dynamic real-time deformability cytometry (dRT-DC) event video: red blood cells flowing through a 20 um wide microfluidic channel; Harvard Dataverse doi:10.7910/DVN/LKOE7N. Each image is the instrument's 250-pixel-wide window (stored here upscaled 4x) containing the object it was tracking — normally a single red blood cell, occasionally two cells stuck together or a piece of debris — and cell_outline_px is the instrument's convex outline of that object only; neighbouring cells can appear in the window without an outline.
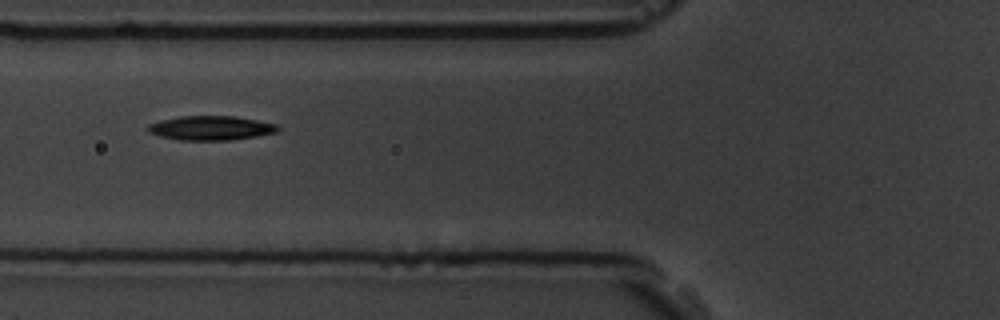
{"species": "common noctule bat (a hibernating species)", "species_latin": "Nyctalus noctula", "temperature_condition": "room temperature", "stored_images_in_passage": 12, "camera_frame_rate_fps": 3000, "um_per_image_px": 0.085, "animal": {"sex": "male", "body_mass_g": 19.5, "forearm_length_mm": 54.6}, "frame": {"image": 1, "passage_image": 3, "time_ms": 2.333, "image_size_px": [1000, 320], "cell_outline_px": [[280, 132], [232, 140], [180, 140], [160, 136], [148, 132], [144, 128], [148, 124], [160, 120], [180, 116], [236, 116], [280, 124]], "centroid_in_image_um": [17.95, 10.88], "position_along_channel_um": 107.8, "area_um2": 18.73}}
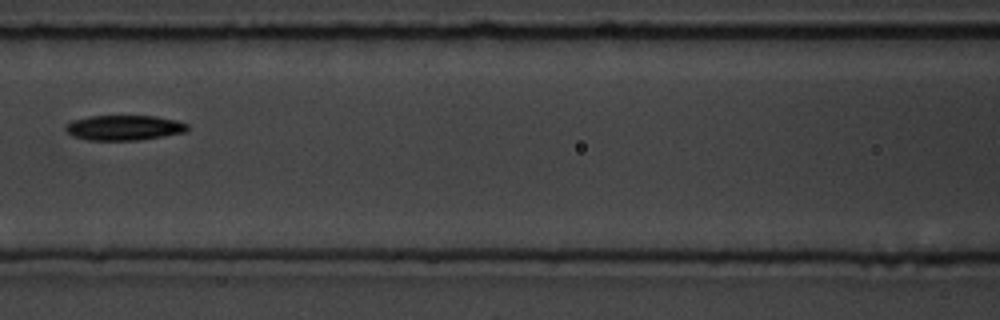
{"frame": {"image": 2, "passage_image": 4, "time_ms": 3.667, "image_size_px": [1000, 320], "cell_outline_px": [[188, 128], [184, 132], [164, 136], [136, 140], [88, 140], [72, 136], [64, 128], [72, 120], [88, 116], [156, 116], [176, 120], [188, 124]], "centroid_in_image_um": [10.53, 10.85], "position_along_channel_um": 156.1, "area_um2": 17.74}}